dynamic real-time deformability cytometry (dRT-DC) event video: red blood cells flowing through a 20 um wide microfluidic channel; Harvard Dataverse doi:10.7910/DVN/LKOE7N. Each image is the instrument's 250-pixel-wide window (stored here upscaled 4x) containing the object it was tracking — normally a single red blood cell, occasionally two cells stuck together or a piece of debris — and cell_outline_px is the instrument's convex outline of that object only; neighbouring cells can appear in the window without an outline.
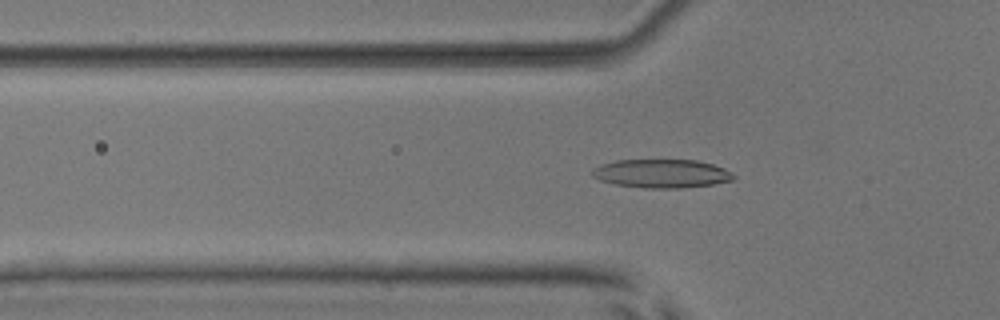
{"species": "common noctule bat (a hibernating species)", "species_latin": "Nyctalus noctula", "temperature_condition": "room temperature", "stored_images_in_passage": 53, "camera_frame_rate_fps": 3000, "um_per_image_px": 0.085, "animal": {"sex": "male", "body_mass_g": 17.9, "forearm_length_mm": 54.2}, "frame": {"image": 1, "passage_image": 18, "time_ms": 5.667, "image_size_px": [1000, 320], "cell_outline_px": [[736, 176], [732, 180], [712, 184], [680, 188], [644, 188], [616, 184], [600, 180], [592, 176], [592, 168], [600, 164], [616, 160], [696, 160], [712, 164], [724, 168], [732, 172]], "centroid_in_image_um": [56.22, 14.75], "position_along_channel_um": 69.6, "area_um2": 23.52}}
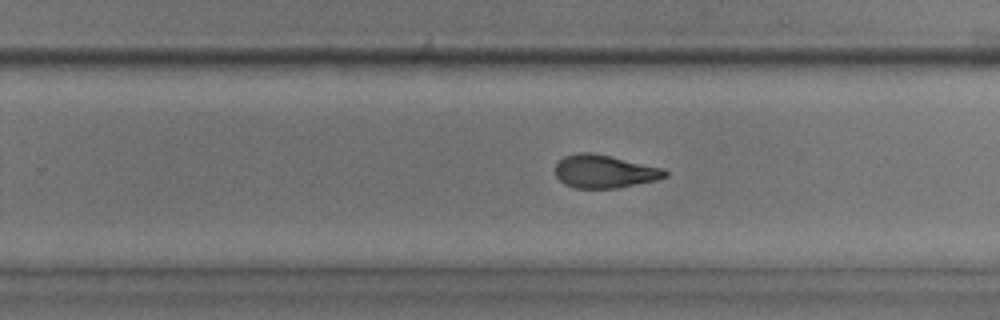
{"frame": {"image": 2, "passage_image": 34, "time_ms": 11.0, "image_size_px": [1000, 320], "cell_outline_px": [[668, 176], [656, 180], [616, 188], [576, 188], [564, 184], [556, 176], [556, 164], [564, 156], [580, 152], [592, 152], [664, 168], [668, 172]], "centroid_in_image_um": [51.39, 14.57], "position_along_channel_um": 278.4, "area_um2": 21.1}}
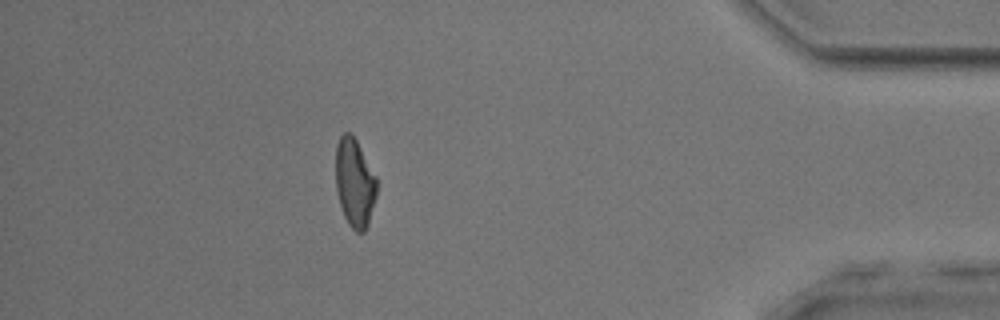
{"frame": {"image": 3, "passage_image": 47, "time_ms": 15.333, "image_size_px": [1000, 320], "cell_outline_px": [[376, 196], [368, 224], [364, 232], [356, 232], [348, 224], [344, 216], [340, 204], [336, 188], [336, 144], [340, 136], [344, 132], [348, 132], [356, 140], [376, 176]], "centroid_in_image_um": [30.14, 15.55], "position_along_channel_um": 405.1, "area_um2": 20.98}, "authors_computed_cell_mechanics": {"area_um2": 22.0218, "velocity_mm_per_s": 3.9412, "shape_relaxation_time_tau1_ms": 6.0108, "shape_relaxation_time_tau2_ms": 1.7444, "deformation_change_tau1": 0.1937, "deformation_change_tau2": 0.0877}}